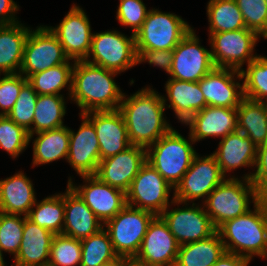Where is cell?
<instances>
[{"instance_id":"30bf717a","label":"cell","mask_w":267,"mask_h":266,"mask_svg":"<svg viewBox=\"0 0 267 266\" xmlns=\"http://www.w3.org/2000/svg\"><path fill=\"white\" fill-rule=\"evenodd\" d=\"M258 38L256 32L247 28L209 33L214 66L241 71L245 62L248 65L258 56L253 54Z\"/></svg>"},{"instance_id":"484cf974","label":"cell","mask_w":267,"mask_h":266,"mask_svg":"<svg viewBox=\"0 0 267 266\" xmlns=\"http://www.w3.org/2000/svg\"><path fill=\"white\" fill-rule=\"evenodd\" d=\"M167 99L162 96L164 104L173 109L178 120L185 124L194 114L207 106L198 82H187L170 78L165 84Z\"/></svg>"},{"instance_id":"d590c367","label":"cell","mask_w":267,"mask_h":266,"mask_svg":"<svg viewBox=\"0 0 267 266\" xmlns=\"http://www.w3.org/2000/svg\"><path fill=\"white\" fill-rule=\"evenodd\" d=\"M80 266H101L115 261L119 256L114 252L110 236L105 228L81 240Z\"/></svg>"},{"instance_id":"f1b7e54d","label":"cell","mask_w":267,"mask_h":266,"mask_svg":"<svg viewBox=\"0 0 267 266\" xmlns=\"http://www.w3.org/2000/svg\"><path fill=\"white\" fill-rule=\"evenodd\" d=\"M226 252L219 233L179 246L174 266H213Z\"/></svg>"},{"instance_id":"83f0119b","label":"cell","mask_w":267,"mask_h":266,"mask_svg":"<svg viewBox=\"0 0 267 266\" xmlns=\"http://www.w3.org/2000/svg\"><path fill=\"white\" fill-rule=\"evenodd\" d=\"M28 28L19 21L0 25V75L20 72Z\"/></svg>"},{"instance_id":"52a82bcc","label":"cell","mask_w":267,"mask_h":266,"mask_svg":"<svg viewBox=\"0 0 267 266\" xmlns=\"http://www.w3.org/2000/svg\"><path fill=\"white\" fill-rule=\"evenodd\" d=\"M192 28L180 16L149 9L135 34L136 49L173 50Z\"/></svg>"},{"instance_id":"f6af8a7d","label":"cell","mask_w":267,"mask_h":266,"mask_svg":"<svg viewBox=\"0 0 267 266\" xmlns=\"http://www.w3.org/2000/svg\"><path fill=\"white\" fill-rule=\"evenodd\" d=\"M255 166V173L246 174L243 178L250 180L262 197L267 192V147H257Z\"/></svg>"},{"instance_id":"836d02e7","label":"cell","mask_w":267,"mask_h":266,"mask_svg":"<svg viewBox=\"0 0 267 266\" xmlns=\"http://www.w3.org/2000/svg\"><path fill=\"white\" fill-rule=\"evenodd\" d=\"M33 207L27 216L31 221L54 235L62 234L65 216L64 193L48 196L40 202L36 201Z\"/></svg>"},{"instance_id":"2e32d148","label":"cell","mask_w":267,"mask_h":266,"mask_svg":"<svg viewBox=\"0 0 267 266\" xmlns=\"http://www.w3.org/2000/svg\"><path fill=\"white\" fill-rule=\"evenodd\" d=\"M179 244L160 216L149 223L141 247L133 258L144 266H174Z\"/></svg>"},{"instance_id":"f907efd6","label":"cell","mask_w":267,"mask_h":266,"mask_svg":"<svg viewBox=\"0 0 267 266\" xmlns=\"http://www.w3.org/2000/svg\"><path fill=\"white\" fill-rule=\"evenodd\" d=\"M121 264H122V257H118L115 261H112L110 263L101 266H121Z\"/></svg>"},{"instance_id":"f546056e","label":"cell","mask_w":267,"mask_h":266,"mask_svg":"<svg viewBox=\"0 0 267 266\" xmlns=\"http://www.w3.org/2000/svg\"><path fill=\"white\" fill-rule=\"evenodd\" d=\"M238 130L243 132L256 147L267 136V102L243 98L237 107Z\"/></svg>"},{"instance_id":"8fae6325","label":"cell","mask_w":267,"mask_h":266,"mask_svg":"<svg viewBox=\"0 0 267 266\" xmlns=\"http://www.w3.org/2000/svg\"><path fill=\"white\" fill-rule=\"evenodd\" d=\"M69 60L58 37L48 26L42 25L36 30L29 31L19 73L27 79L30 75L67 63Z\"/></svg>"},{"instance_id":"ba28073f","label":"cell","mask_w":267,"mask_h":266,"mask_svg":"<svg viewBox=\"0 0 267 266\" xmlns=\"http://www.w3.org/2000/svg\"><path fill=\"white\" fill-rule=\"evenodd\" d=\"M225 179L226 177L222 174L220 166L212 153L201 158L197 153L188 171L173 189L175 192L171 204L187 205L191 200L193 202L205 197L204 203L208 195Z\"/></svg>"},{"instance_id":"c3c4849f","label":"cell","mask_w":267,"mask_h":266,"mask_svg":"<svg viewBox=\"0 0 267 266\" xmlns=\"http://www.w3.org/2000/svg\"><path fill=\"white\" fill-rule=\"evenodd\" d=\"M249 263L246 257L225 252L213 266H248Z\"/></svg>"},{"instance_id":"6da1fadb","label":"cell","mask_w":267,"mask_h":266,"mask_svg":"<svg viewBox=\"0 0 267 266\" xmlns=\"http://www.w3.org/2000/svg\"><path fill=\"white\" fill-rule=\"evenodd\" d=\"M119 106L131 145L148 148L166 134L172 126L164 118L162 95L146 87L127 97Z\"/></svg>"},{"instance_id":"7402d4cb","label":"cell","mask_w":267,"mask_h":266,"mask_svg":"<svg viewBox=\"0 0 267 266\" xmlns=\"http://www.w3.org/2000/svg\"><path fill=\"white\" fill-rule=\"evenodd\" d=\"M237 108L206 106L194 114L185 125L194 142L209 137L225 138L238 130Z\"/></svg>"},{"instance_id":"f5cc1de1","label":"cell","mask_w":267,"mask_h":266,"mask_svg":"<svg viewBox=\"0 0 267 266\" xmlns=\"http://www.w3.org/2000/svg\"><path fill=\"white\" fill-rule=\"evenodd\" d=\"M267 205V192L261 197Z\"/></svg>"},{"instance_id":"f35d334b","label":"cell","mask_w":267,"mask_h":266,"mask_svg":"<svg viewBox=\"0 0 267 266\" xmlns=\"http://www.w3.org/2000/svg\"><path fill=\"white\" fill-rule=\"evenodd\" d=\"M29 145V134L8 116L0 115V148L16 158Z\"/></svg>"},{"instance_id":"9c48e42d","label":"cell","mask_w":267,"mask_h":266,"mask_svg":"<svg viewBox=\"0 0 267 266\" xmlns=\"http://www.w3.org/2000/svg\"><path fill=\"white\" fill-rule=\"evenodd\" d=\"M135 35L125 36L117 30L93 33L87 62L122 73L136 64ZM90 55L93 60L90 61Z\"/></svg>"},{"instance_id":"5b68a950","label":"cell","mask_w":267,"mask_h":266,"mask_svg":"<svg viewBox=\"0 0 267 266\" xmlns=\"http://www.w3.org/2000/svg\"><path fill=\"white\" fill-rule=\"evenodd\" d=\"M242 179L227 177L205 200L206 213L216 229L225 221L241 216L250 210L251 197L252 203L261 199L252 182Z\"/></svg>"},{"instance_id":"db71d44e","label":"cell","mask_w":267,"mask_h":266,"mask_svg":"<svg viewBox=\"0 0 267 266\" xmlns=\"http://www.w3.org/2000/svg\"><path fill=\"white\" fill-rule=\"evenodd\" d=\"M259 147H267V136H266V139H265L264 143Z\"/></svg>"},{"instance_id":"cb8c5ba5","label":"cell","mask_w":267,"mask_h":266,"mask_svg":"<svg viewBox=\"0 0 267 266\" xmlns=\"http://www.w3.org/2000/svg\"><path fill=\"white\" fill-rule=\"evenodd\" d=\"M54 234L24 216L20 250L12 266H47Z\"/></svg>"},{"instance_id":"74e56055","label":"cell","mask_w":267,"mask_h":266,"mask_svg":"<svg viewBox=\"0 0 267 266\" xmlns=\"http://www.w3.org/2000/svg\"><path fill=\"white\" fill-rule=\"evenodd\" d=\"M81 255V240L57 234L51 243L47 266H80Z\"/></svg>"},{"instance_id":"7a4b0ae2","label":"cell","mask_w":267,"mask_h":266,"mask_svg":"<svg viewBox=\"0 0 267 266\" xmlns=\"http://www.w3.org/2000/svg\"><path fill=\"white\" fill-rule=\"evenodd\" d=\"M72 62L70 98L81 109L79 114L119 109L124 93L113 79L118 73L86 60Z\"/></svg>"},{"instance_id":"1f68e13d","label":"cell","mask_w":267,"mask_h":266,"mask_svg":"<svg viewBox=\"0 0 267 266\" xmlns=\"http://www.w3.org/2000/svg\"><path fill=\"white\" fill-rule=\"evenodd\" d=\"M66 102L63 95H38L35 115L28 131L29 143L34 134L63 127L66 114Z\"/></svg>"},{"instance_id":"ab89813d","label":"cell","mask_w":267,"mask_h":266,"mask_svg":"<svg viewBox=\"0 0 267 266\" xmlns=\"http://www.w3.org/2000/svg\"><path fill=\"white\" fill-rule=\"evenodd\" d=\"M24 216L0 212V250L14 255L20 250L23 236Z\"/></svg>"},{"instance_id":"e0dca14e","label":"cell","mask_w":267,"mask_h":266,"mask_svg":"<svg viewBox=\"0 0 267 266\" xmlns=\"http://www.w3.org/2000/svg\"><path fill=\"white\" fill-rule=\"evenodd\" d=\"M48 27L58 37L70 60L81 61L88 58L93 33L89 19L80 6L74 4L59 25L55 28Z\"/></svg>"},{"instance_id":"9a60e30c","label":"cell","mask_w":267,"mask_h":266,"mask_svg":"<svg viewBox=\"0 0 267 266\" xmlns=\"http://www.w3.org/2000/svg\"><path fill=\"white\" fill-rule=\"evenodd\" d=\"M85 184L76 186L72 179L68 184L78 193L89 209L103 222L116 216L126 205V193L104 183L95 175L81 176Z\"/></svg>"},{"instance_id":"8992f818","label":"cell","mask_w":267,"mask_h":266,"mask_svg":"<svg viewBox=\"0 0 267 266\" xmlns=\"http://www.w3.org/2000/svg\"><path fill=\"white\" fill-rule=\"evenodd\" d=\"M154 217L155 215L149 211L126 205L116 216L108 220L104 226L114 252L125 259L134 258Z\"/></svg>"},{"instance_id":"b9f144b4","label":"cell","mask_w":267,"mask_h":266,"mask_svg":"<svg viewBox=\"0 0 267 266\" xmlns=\"http://www.w3.org/2000/svg\"><path fill=\"white\" fill-rule=\"evenodd\" d=\"M246 28L267 39V2L266 0H235Z\"/></svg>"},{"instance_id":"60d3db41","label":"cell","mask_w":267,"mask_h":266,"mask_svg":"<svg viewBox=\"0 0 267 266\" xmlns=\"http://www.w3.org/2000/svg\"><path fill=\"white\" fill-rule=\"evenodd\" d=\"M38 94L32 86L26 82L19 92V97L12 110L7 115L17 125L23 127L26 131L31 129L35 115V107Z\"/></svg>"},{"instance_id":"4fadbf2b","label":"cell","mask_w":267,"mask_h":266,"mask_svg":"<svg viewBox=\"0 0 267 266\" xmlns=\"http://www.w3.org/2000/svg\"><path fill=\"white\" fill-rule=\"evenodd\" d=\"M199 38L192 28L173 49L170 78L198 82L215 66L211 50L200 46Z\"/></svg>"},{"instance_id":"7bdbcfd3","label":"cell","mask_w":267,"mask_h":266,"mask_svg":"<svg viewBox=\"0 0 267 266\" xmlns=\"http://www.w3.org/2000/svg\"><path fill=\"white\" fill-rule=\"evenodd\" d=\"M147 10L142 0H122L117 9L116 19L122 26H130L136 34L146 19Z\"/></svg>"},{"instance_id":"5bb4252c","label":"cell","mask_w":267,"mask_h":266,"mask_svg":"<svg viewBox=\"0 0 267 266\" xmlns=\"http://www.w3.org/2000/svg\"><path fill=\"white\" fill-rule=\"evenodd\" d=\"M195 204L193 202L185 208H167L159 215L179 245L206 239L216 232L204 205Z\"/></svg>"},{"instance_id":"bcb514c9","label":"cell","mask_w":267,"mask_h":266,"mask_svg":"<svg viewBox=\"0 0 267 266\" xmlns=\"http://www.w3.org/2000/svg\"><path fill=\"white\" fill-rule=\"evenodd\" d=\"M136 64L148 62L150 65L158 66L170 75L173 62V50H147L136 49Z\"/></svg>"},{"instance_id":"7c38bea8","label":"cell","mask_w":267,"mask_h":266,"mask_svg":"<svg viewBox=\"0 0 267 266\" xmlns=\"http://www.w3.org/2000/svg\"><path fill=\"white\" fill-rule=\"evenodd\" d=\"M171 189L173 188L158 171L146 162L126 192L127 205L159 216L170 205Z\"/></svg>"},{"instance_id":"3957f363","label":"cell","mask_w":267,"mask_h":266,"mask_svg":"<svg viewBox=\"0 0 267 266\" xmlns=\"http://www.w3.org/2000/svg\"><path fill=\"white\" fill-rule=\"evenodd\" d=\"M254 210L225 221L216 231L228 253L246 257L267 258V205L261 198ZM228 241H227V240Z\"/></svg>"},{"instance_id":"d6986e66","label":"cell","mask_w":267,"mask_h":266,"mask_svg":"<svg viewBox=\"0 0 267 266\" xmlns=\"http://www.w3.org/2000/svg\"><path fill=\"white\" fill-rule=\"evenodd\" d=\"M241 72L232 68L214 67L200 81L207 106L237 108L244 98ZM239 90V91H238Z\"/></svg>"},{"instance_id":"8d00e7d4","label":"cell","mask_w":267,"mask_h":266,"mask_svg":"<svg viewBox=\"0 0 267 266\" xmlns=\"http://www.w3.org/2000/svg\"><path fill=\"white\" fill-rule=\"evenodd\" d=\"M245 70L242 68L240 71L244 79L242 82L244 97L267 102V57L258 55Z\"/></svg>"},{"instance_id":"ee69618b","label":"cell","mask_w":267,"mask_h":266,"mask_svg":"<svg viewBox=\"0 0 267 266\" xmlns=\"http://www.w3.org/2000/svg\"><path fill=\"white\" fill-rule=\"evenodd\" d=\"M26 82L27 79L20 73L4 74V77L0 78V115L9 114Z\"/></svg>"},{"instance_id":"ac0fdd59","label":"cell","mask_w":267,"mask_h":266,"mask_svg":"<svg viewBox=\"0 0 267 266\" xmlns=\"http://www.w3.org/2000/svg\"><path fill=\"white\" fill-rule=\"evenodd\" d=\"M146 162V148L132 145L121 153L100 160L94 175L111 187L126 193L131 182Z\"/></svg>"},{"instance_id":"4316f807","label":"cell","mask_w":267,"mask_h":266,"mask_svg":"<svg viewBox=\"0 0 267 266\" xmlns=\"http://www.w3.org/2000/svg\"><path fill=\"white\" fill-rule=\"evenodd\" d=\"M35 198L33 183L22 171L0 180V212L26 217Z\"/></svg>"},{"instance_id":"d4e9b609","label":"cell","mask_w":267,"mask_h":266,"mask_svg":"<svg viewBox=\"0 0 267 266\" xmlns=\"http://www.w3.org/2000/svg\"><path fill=\"white\" fill-rule=\"evenodd\" d=\"M222 174L239 167H254L256 162L257 147L243 132L237 130L229 133L219 142V146L212 153Z\"/></svg>"},{"instance_id":"681fc988","label":"cell","mask_w":267,"mask_h":266,"mask_svg":"<svg viewBox=\"0 0 267 266\" xmlns=\"http://www.w3.org/2000/svg\"><path fill=\"white\" fill-rule=\"evenodd\" d=\"M121 266H144V265L135 261L133 258L131 259L122 258Z\"/></svg>"},{"instance_id":"7dc6e473","label":"cell","mask_w":267,"mask_h":266,"mask_svg":"<svg viewBox=\"0 0 267 266\" xmlns=\"http://www.w3.org/2000/svg\"><path fill=\"white\" fill-rule=\"evenodd\" d=\"M18 10L19 7L13 0H0V25L18 22L15 18Z\"/></svg>"},{"instance_id":"d6a6232c","label":"cell","mask_w":267,"mask_h":266,"mask_svg":"<svg viewBox=\"0 0 267 266\" xmlns=\"http://www.w3.org/2000/svg\"><path fill=\"white\" fill-rule=\"evenodd\" d=\"M73 68L74 64H70L68 61L67 63L30 75L27 78V82L38 95H61L59 94L61 90L68 85L70 97Z\"/></svg>"},{"instance_id":"44dd1931","label":"cell","mask_w":267,"mask_h":266,"mask_svg":"<svg viewBox=\"0 0 267 266\" xmlns=\"http://www.w3.org/2000/svg\"><path fill=\"white\" fill-rule=\"evenodd\" d=\"M82 123L77 132L69 128L70 144L67 162L79 174L94 175L100 162L99 141L92 122L80 114Z\"/></svg>"},{"instance_id":"816d5d0a","label":"cell","mask_w":267,"mask_h":266,"mask_svg":"<svg viewBox=\"0 0 267 266\" xmlns=\"http://www.w3.org/2000/svg\"><path fill=\"white\" fill-rule=\"evenodd\" d=\"M0 266H5V262L3 259V253L1 252V250H0Z\"/></svg>"},{"instance_id":"603a6c76","label":"cell","mask_w":267,"mask_h":266,"mask_svg":"<svg viewBox=\"0 0 267 266\" xmlns=\"http://www.w3.org/2000/svg\"><path fill=\"white\" fill-rule=\"evenodd\" d=\"M64 193L65 216L62 234L82 240L98 233L103 223L89 209L78 193L67 184Z\"/></svg>"},{"instance_id":"ffe728a7","label":"cell","mask_w":267,"mask_h":266,"mask_svg":"<svg viewBox=\"0 0 267 266\" xmlns=\"http://www.w3.org/2000/svg\"><path fill=\"white\" fill-rule=\"evenodd\" d=\"M84 115L92 122L97 133L101 160L121 153L132 146L124 118L118 109L89 111Z\"/></svg>"},{"instance_id":"4dcf8cb0","label":"cell","mask_w":267,"mask_h":266,"mask_svg":"<svg viewBox=\"0 0 267 266\" xmlns=\"http://www.w3.org/2000/svg\"><path fill=\"white\" fill-rule=\"evenodd\" d=\"M33 143V165L51 163L65 158L67 160L70 144L69 128L66 126L36 133Z\"/></svg>"},{"instance_id":"277c9868","label":"cell","mask_w":267,"mask_h":266,"mask_svg":"<svg viewBox=\"0 0 267 266\" xmlns=\"http://www.w3.org/2000/svg\"><path fill=\"white\" fill-rule=\"evenodd\" d=\"M188 136L189 140L172 127L146 149L147 162L158 171L173 189L188 171L194 156L197 154L192 146L195 142L190 133Z\"/></svg>"},{"instance_id":"e575fe53","label":"cell","mask_w":267,"mask_h":266,"mask_svg":"<svg viewBox=\"0 0 267 266\" xmlns=\"http://www.w3.org/2000/svg\"><path fill=\"white\" fill-rule=\"evenodd\" d=\"M209 33L235 31L246 28L235 0H210L207 5Z\"/></svg>"}]
</instances>
